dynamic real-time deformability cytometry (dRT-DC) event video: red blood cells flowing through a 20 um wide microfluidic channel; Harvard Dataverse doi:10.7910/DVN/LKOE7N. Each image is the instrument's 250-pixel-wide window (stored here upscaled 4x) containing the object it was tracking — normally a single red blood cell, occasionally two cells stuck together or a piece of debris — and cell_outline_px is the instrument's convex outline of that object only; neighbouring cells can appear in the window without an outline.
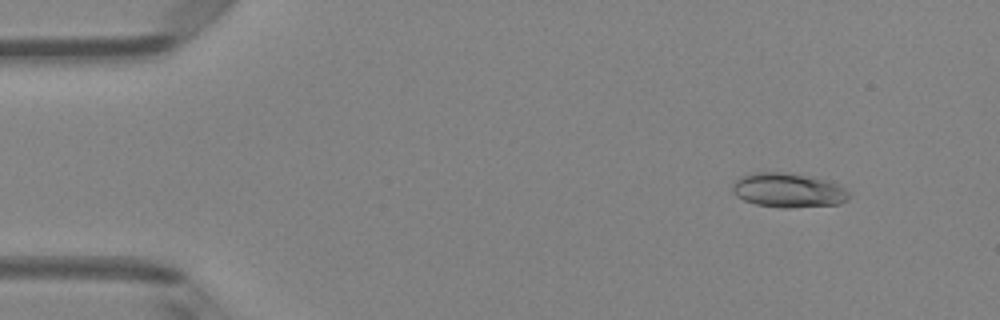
{"species": "Egyptian fruit bat (a non-hibernating species)", "species_latin": "Rousettus aegyptiacus", "temperature_condition": "room temperature", "stored_images_in_passage": 7, "camera_frame_rate_fps": 3000, "um_per_image_px": 0.085, "animal": {"sex": "female"}, "frame": {"image": 1, "passage_image": 2, "time_ms": 1.333, "image_size_px": [1000, 320], "cell_outline_px": [[848, 200], [840, 204], [792, 208], [780, 208], [756, 204], [744, 200], [736, 196], [732, 192], [732, 184], [740, 176], [752, 172], [788, 172], [812, 176], [828, 180], [844, 188], [848, 192]], "centroid_in_image_um": [66.98, 16.16], "position_along_channel_um": 18.0, "area_um2": 23.7}}
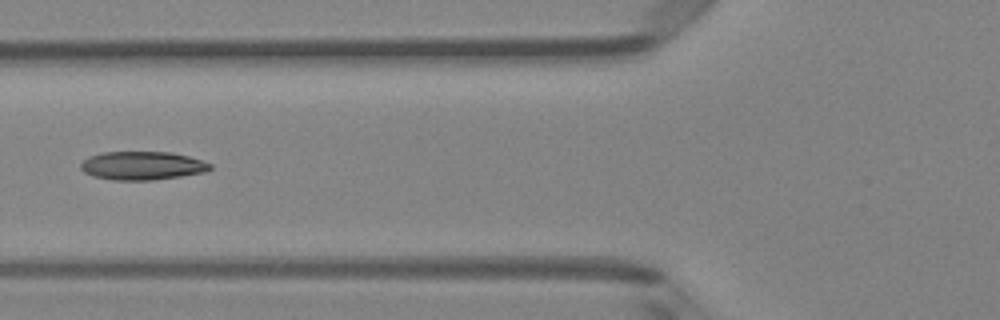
{"frame": {"image": 2, "passage_image": 6, "time_ms": 6.0, "image_size_px": [1000, 320], "cell_outline_px": [[212, 168], [204, 172], [180, 176], [152, 180], [112, 180], [92, 176], [84, 172], [80, 168], [80, 164], [88, 156], [104, 152], [172, 152], [188, 156], [212, 164]], "centroid_in_image_um": [12.06, 14.08], "position_along_channel_um": 113.7, "area_um2": 21.44}}
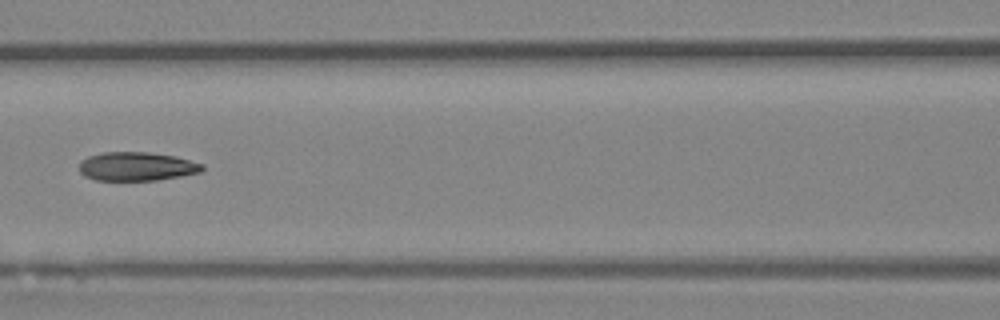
{"frame": {"image": 3, "passage_image": 7, "time_ms": 7.0, "image_size_px": [1000, 320], "cell_outline_px": [[204, 168], [200, 172], [180, 176], [156, 180], [96, 180], [84, 176], [80, 172], [80, 160], [88, 156], [104, 152], [148, 152], [176, 156], [204, 164]], "centroid_in_image_um": [11.61, 14.14], "position_along_channel_um": 155.0, "area_um2": 20.63}}